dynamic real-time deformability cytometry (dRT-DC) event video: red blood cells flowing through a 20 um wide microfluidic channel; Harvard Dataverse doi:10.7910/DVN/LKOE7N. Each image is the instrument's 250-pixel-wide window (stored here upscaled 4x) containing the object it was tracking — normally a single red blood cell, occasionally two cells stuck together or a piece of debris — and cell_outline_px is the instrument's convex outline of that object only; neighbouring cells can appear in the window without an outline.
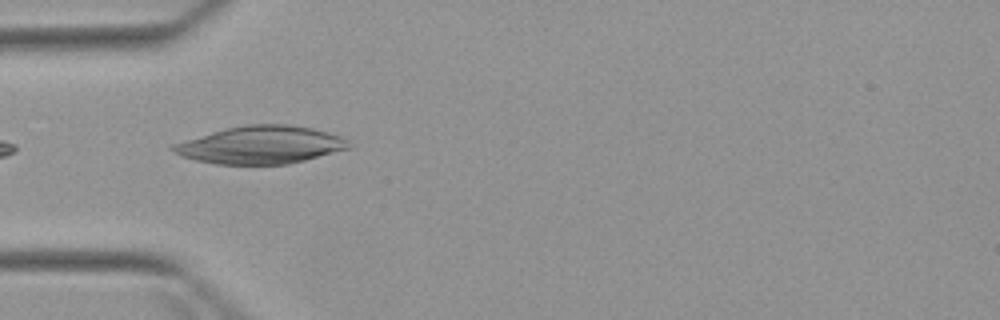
{"species": "Egyptian fruit bat (a non-hibernating species)", "species_latin": "Rousettus aegyptiacus", "temperature_condition": "warm", "stored_images_in_passage": 7, "camera_frame_rate_fps": 3000, "um_per_image_px": 0.085, "animal": {"sex": "female"}, "frame": {"image": 1, "passage_image": 5, "time_ms": 4.667, "image_size_px": [1000, 320], "cell_outline_px": [[352, 148], [288, 164], [216, 164], [196, 160], [184, 156], [168, 148], [172, 144], [224, 128], [248, 124], [288, 124], [312, 128], [340, 136], [348, 140]], "centroid_in_image_um": [22.18, 12.31], "position_along_channel_um": 62.8, "area_um2": 38.44}}
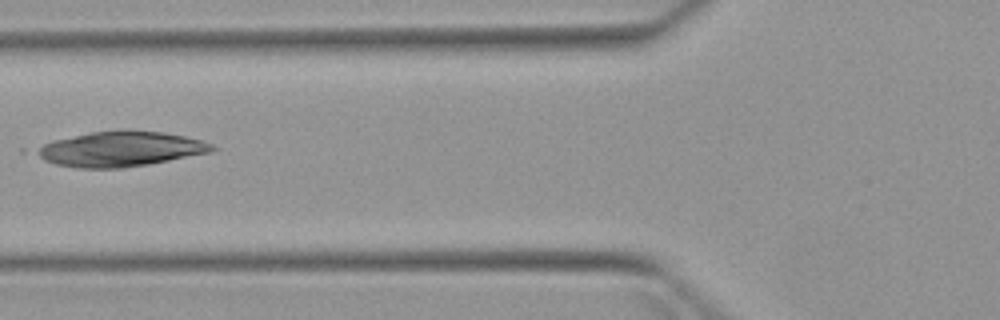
{"frame": {"image": 2, "passage_image": 6, "time_ms": 6.0, "image_size_px": [1000, 320], "cell_outline_px": [[220, 148], [212, 152], [148, 164], [120, 168], [80, 168], [56, 164], [44, 160], [32, 152], [36, 148], [52, 140], [92, 132], [164, 132], [184, 136], [200, 140], [212, 144]], "centroid_in_image_um": [10.24, 12.69], "position_along_channel_um": 115.6, "area_um2": 35.2}}
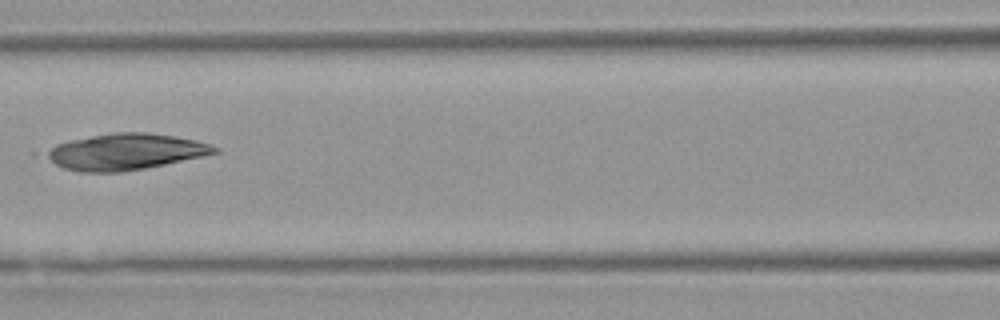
{"frame": {"image": 3, "passage_image": 7, "time_ms": 7.0, "image_size_px": [1000, 320], "cell_outline_px": [[220, 152], [204, 156], [144, 168], [120, 172], [80, 172], [64, 168], [56, 164], [44, 156], [44, 152], [56, 144], [68, 140], [112, 132], [148, 132], [176, 136], [196, 140], [220, 148]], "centroid_in_image_um": [10.66, 12.89], "position_along_channel_um": 155.9, "area_um2": 35.6}}